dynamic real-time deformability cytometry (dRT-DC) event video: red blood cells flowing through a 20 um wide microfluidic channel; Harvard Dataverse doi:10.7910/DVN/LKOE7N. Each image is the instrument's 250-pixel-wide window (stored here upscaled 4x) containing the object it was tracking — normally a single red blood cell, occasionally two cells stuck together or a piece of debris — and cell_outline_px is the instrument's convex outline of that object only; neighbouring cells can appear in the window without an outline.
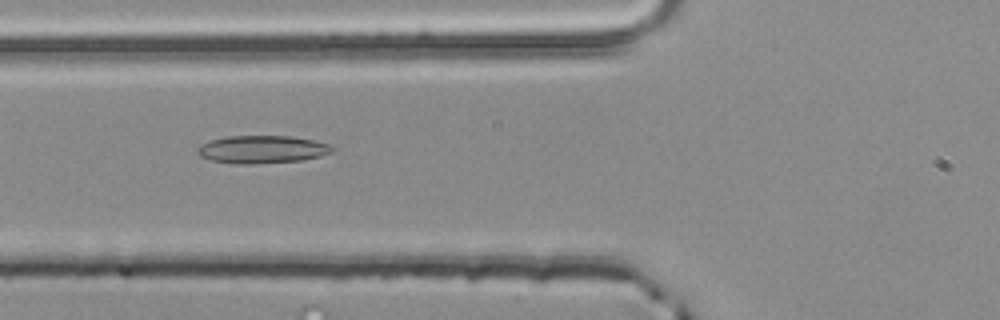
{"species": "common noctule bat (a hibernating species)", "species_latin": "Nyctalus noctula", "temperature_condition": "room temperature", "stored_images_in_passage": 4, "camera_frame_rate_fps": 3000, "um_per_image_px": 0.085, "animal": {"sex": "male", "body_mass_g": 20.4}, "frame": {"image": 1, "passage_image": 4, "time_ms": 1.0, "image_size_px": [1000, 320], "cell_outline_px": [[336, 148], [332, 152], [320, 156], [300, 160], [256, 164], [236, 164], [212, 160], [200, 156], [196, 152], [196, 148], [200, 144], [208, 140], [228, 136], [292, 136], [316, 140], [328, 144]], "centroid_in_image_um": [22.26, 12.69], "position_along_channel_um": 103.5, "area_um2": 22.02}}